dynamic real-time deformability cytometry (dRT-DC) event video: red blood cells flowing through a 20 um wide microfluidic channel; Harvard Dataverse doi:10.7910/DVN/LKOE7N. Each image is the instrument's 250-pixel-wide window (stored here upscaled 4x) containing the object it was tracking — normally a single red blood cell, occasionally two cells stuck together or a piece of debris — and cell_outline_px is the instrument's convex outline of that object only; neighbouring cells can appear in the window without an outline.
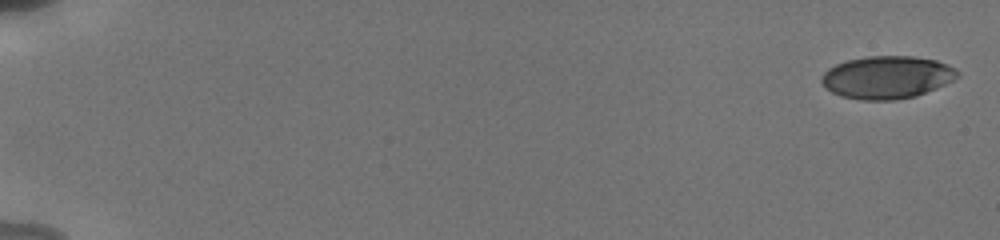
{"species": "human", "species_latin": "Homo sapiens", "temperature_condition": "cold", "stored_images_in_passage": 32, "camera_frame_rate_fps": 3000, "um_per_image_px": 0.085, "donor": {"sex": "male"}, "frame": {"image": 1, "passage_image": 1, "time_ms": 0.0, "image_size_px": [1000, 240], "cell_outline_px": [[960, 76], [936, 88], [916, 96], [896, 100], [860, 100], [840, 96], [832, 92], [820, 80], [820, 76], [828, 68], [836, 64], [848, 60], [868, 56], [912, 56], [936, 60], [948, 64], [956, 68], [960, 72]], "centroid_in_image_um": [75.41, 6.57], "position_along_channel_um": 9.6, "area_um2": 33.93}}
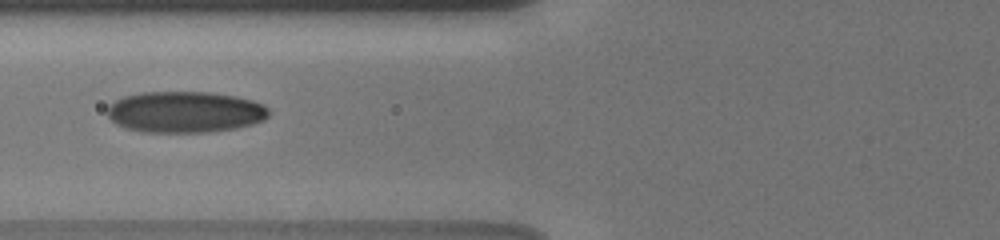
{"frame": {"image": 2, "passage_image": 13, "time_ms": 7.667, "image_size_px": [1000, 240], "cell_outline_px": [[268, 116], [264, 120], [252, 124], [236, 128], [208, 132], [140, 132], [124, 128], [116, 124], [108, 116], [108, 108], [116, 100], [124, 96], [140, 92], [212, 92], [236, 96], [252, 100], [264, 104], [268, 108]], "centroid_in_image_um": [15.73, 9.52], "position_along_channel_um": 110.1, "area_um2": 39.02}}
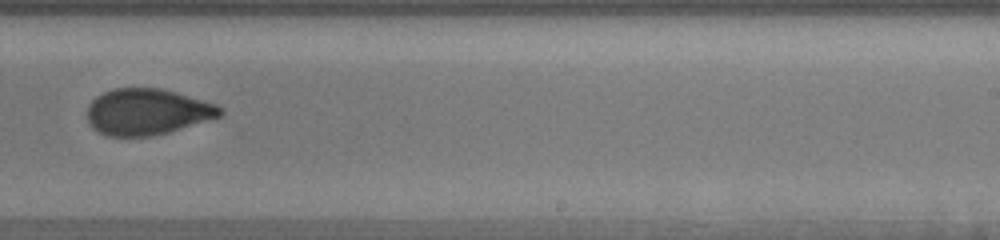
{"frame": {"image": 3, "passage_image": 20, "time_ms": 12.0, "image_size_px": [1000, 240], "cell_outline_px": [[224, 112], [220, 116], [168, 132], [152, 136], [104, 136], [92, 128], [88, 124], [88, 104], [96, 96], [112, 88], [160, 88], [176, 92], [216, 104], [224, 108]], "centroid_in_image_um": [12.48, 9.5], "position_along_channel_um": 276.5, "area_um2": 35.84}, "authors_computed_cell_mechanics": {"area_um2": 35.4892, "velocity_mm_per_s": 3.8545, "shape_relaxation_time_tau1_ms": 6.417, "shape_relaxation_time_tau2_ms": 1.6841, "deformation_change_tau1": 0.1956, "deformation_change_tau2": 0.0701}}